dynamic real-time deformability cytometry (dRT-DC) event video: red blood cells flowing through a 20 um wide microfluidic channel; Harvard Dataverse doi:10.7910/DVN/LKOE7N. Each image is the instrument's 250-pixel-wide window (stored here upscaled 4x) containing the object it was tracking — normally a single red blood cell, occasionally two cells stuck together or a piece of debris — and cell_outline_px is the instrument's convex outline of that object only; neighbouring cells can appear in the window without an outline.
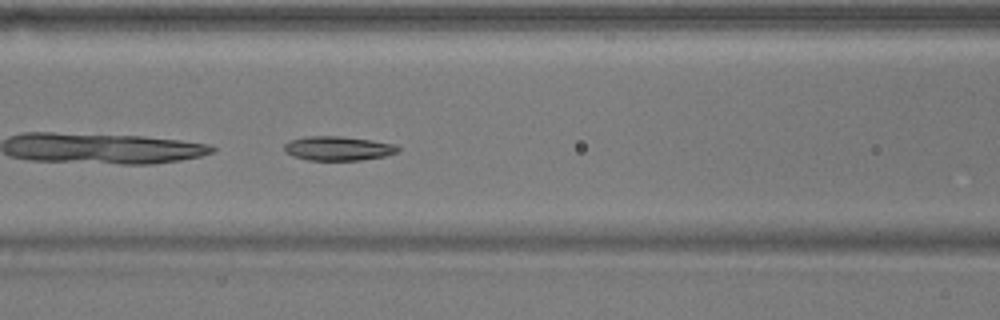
{"species": "common noctule bat (a hibernating species)", "species_latin": "Nyctalus noctula", "temperature_condition": "warm", "stored_images_in_passage": 36, "camera_frame_rate_fps": 3000, "um_per_image_px": 0.085, "animal": {"sex": "male", "body_mass_g": 17.9}, "frame": {"image": 1, "passage_image": 6, "time_ms": 1.667, "image_size_px": [1000, 320], "cell_outline_px": [[400, 152], [384, 156], [360, 160], [308, 160], [292, 156], [284, 152], [284, 144], [292, 140], [304, 136], [340, 136], [372, 140], [396, 144], [400, 148]], "centroid_in_image_um": [28.75, 12.61], "position_along_channel_um": 137.9, "area_um2": 16.18}}